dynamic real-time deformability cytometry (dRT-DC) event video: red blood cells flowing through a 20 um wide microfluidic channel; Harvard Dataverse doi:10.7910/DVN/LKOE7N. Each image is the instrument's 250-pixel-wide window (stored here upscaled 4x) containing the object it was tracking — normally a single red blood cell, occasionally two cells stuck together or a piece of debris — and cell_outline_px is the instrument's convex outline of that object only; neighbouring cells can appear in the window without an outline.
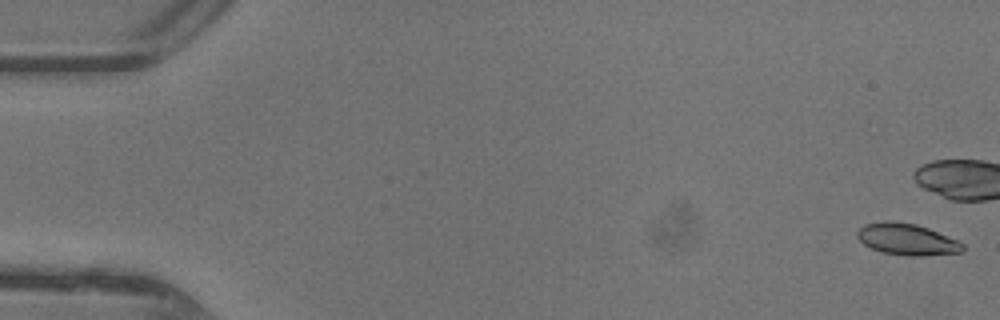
{"species": "common noctule bat (a hibernating species)", "species_latin": "Nyctalus noctula", "temperature_condition": "warm", "stored_images_in_passage": 37, "camera_frame_rate_fps": 3000, "um_per_image_px": 0.085, "animal": {"sex": "female"}, "frame": {"image": 1, "passage_image": 1, "time_ms": 0.0, "image_size_px": [1000, 320], "cell_outline_px": [[964, 248], [960, 252], [924, 256], [908, 256], [880, 252], [864, 244], [856, 236], [856, 232], [864, 224], [884, 220], [892, 220], [916, 224], [928, 228], [956, 240], [964, 244]], "centroid_in_image_um": [77.05, 20.33], "position_along_channel_um": 8.0, "area_um2": 19.42}}
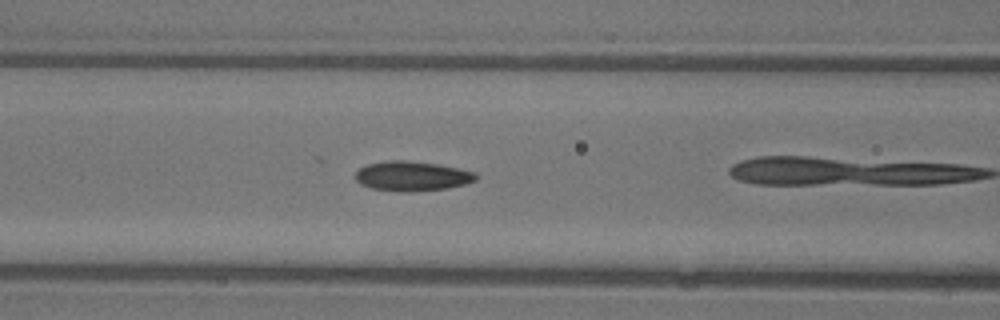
{"frame": {"image": 2, "passage_image": 20, "time_ms": 6.333, "image_size_px": [1000, 320], "cell_outline_px": [[476, 180], [468, 184], [448, 188], [408, 192], [396, 192], [372, 188], [360, 184], [356, 180], [356, 172], [360, 168], [368, 164], [388, 160], [408, 160], [440, 164], [476, 172]], "centroid_in_image_um": [35.05, 14.97], "position_along_channel_um": 131.6, "area_um2": 21.1}}
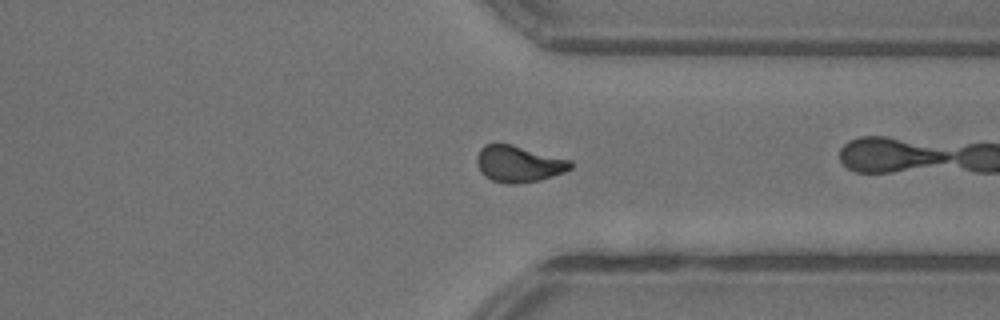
{"frame": {"image": 3, "passage_image": 36, "time_ms": 11.667, "image_size_px": [1000, 320], "cell_outline_px": [[572, 168], [564, 172], [540, 180], [516, 184], [508, 184], [492, 180], [484, 176], [480, 172], [476, 164], [476, 156], [480, 148], [484, 144], [496, 140], [512, 144], [572, 160]], "centroid_in_image_um": [44.03, 13.89], "position_along_channel_um": 367.4, "area_um2": 20.52}}